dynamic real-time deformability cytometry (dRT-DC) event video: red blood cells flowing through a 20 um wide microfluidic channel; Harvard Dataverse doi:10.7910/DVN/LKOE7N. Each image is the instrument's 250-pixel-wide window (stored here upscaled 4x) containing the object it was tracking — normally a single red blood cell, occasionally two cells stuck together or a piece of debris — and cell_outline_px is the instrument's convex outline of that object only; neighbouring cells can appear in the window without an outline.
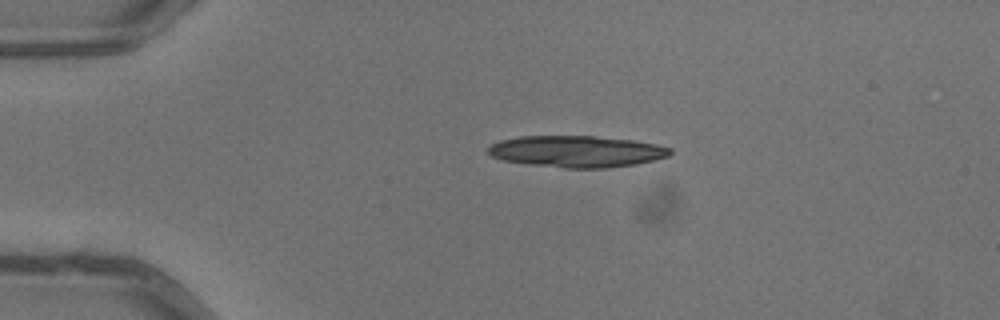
{"species": "common noctule bat (a hibernating species)", "species_latin": "Nyctalus noctula", "temperature_condition": "warm", "stored_images_in_passage": 4, "segment_of_instrument_passage": [1, 2], "camera_frame_rate_fps": 3000, "um_per_image_px": 0.085, "animal": {"sex": "male", "body_mass_g": 13.3}, "frame": {"image": 1, "passage_image": 1, "time_ms": 0.0, "image_size_px": [1000, 320], "cell_outline_px": [[672, 152], [668, 156], [636, 164], [604, 168], [564, 168], [528, 164], [504, 160], [492, 156], [488, 152], [488, 148], [492, 144], [500, 140], [520, 136], [592, 136], [632, 140], [656, 144], [672, 148]], "centroid_in_image_um": [49.02, 12.87], "position_along_channel_um": 36.0, "area_um2": 33.29}}